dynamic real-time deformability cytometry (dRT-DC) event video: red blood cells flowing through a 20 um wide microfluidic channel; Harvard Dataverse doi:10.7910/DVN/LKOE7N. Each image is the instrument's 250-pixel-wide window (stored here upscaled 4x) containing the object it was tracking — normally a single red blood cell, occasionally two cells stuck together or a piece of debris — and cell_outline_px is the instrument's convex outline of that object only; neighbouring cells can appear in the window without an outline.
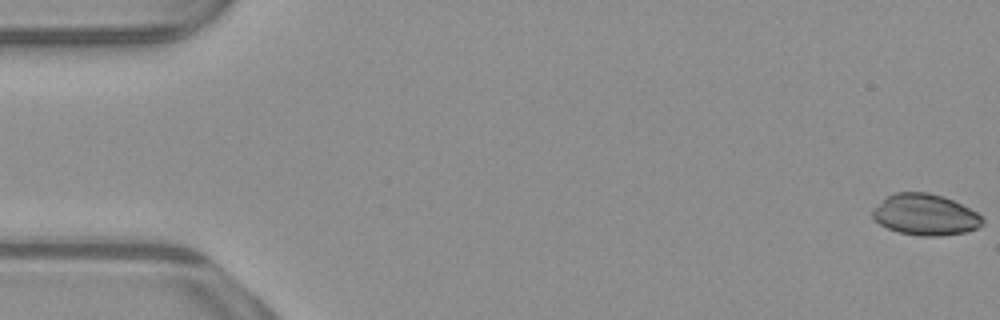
{"species": "common noctule bat (a hibernating species)", "species_latin": "Nyctalus noctula", "temperature_condition": "warm", "stored_images_in_passage": 53, "camera_frame_rate_fps": 3000, "um_per_image_px": 0.085, "animal": {"sex": "male", "body_mass_g": 23.1, "forearm_length_mm": 52.7}, "frame": {"image": 1, "passage_image": 1, "time_ms": 0.0, "image_size_px": [1000, 320], "cell_outline_px": [[984, 224], [976, 228], [964, 232], [940, 236], [920, 236], [900, 232], [888, 228], [880, 224], [872, 216], [872, 212], [888, 196], [896, 192], [928, 192], [944, 196], [976, 212], [984, 220]], "centroid_in_image_um": [78.67, 18.25], "position_along_channel_um": 6.3, "area_um2": 25.95}}
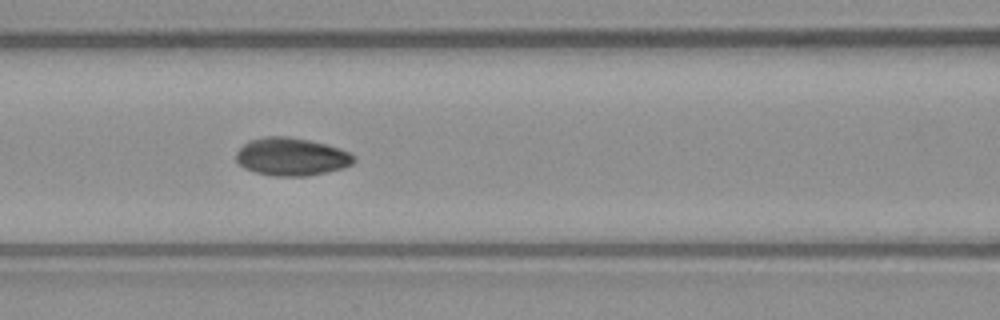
{"frame": {"image": 2, "passage_image": 23, "time_ms": 7.333, "image_size_px": [1000, 320], "cell_outline_px": [[356, 160], [352, 164], [344, 168], [328, 172], [308, 176], [276, 176], [256, 172], [244, 168], [236, 160], [236, 152], [248, 140], [264, 136], [288, 136], [308, 140], [340, 148], [352, 152], [356, 156]], "centroid_in_image_um": [24.81, 13.32], "position_along_channel_um": 141.8, "area_um2": 26.24}}
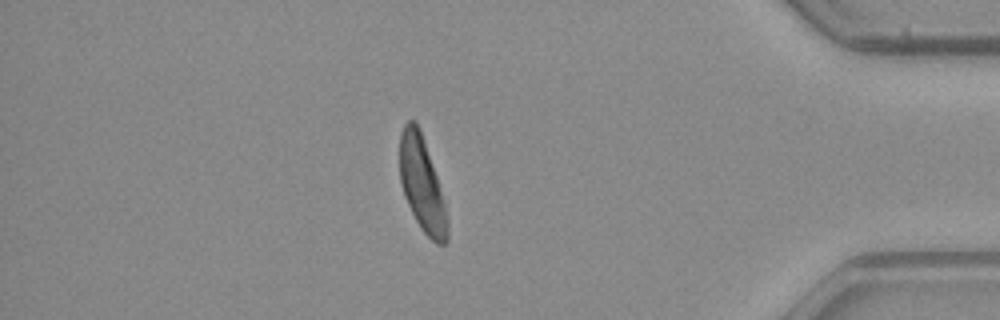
{"frame": {"image": 3, "passage_image": 46, "time_ms": 15.0, "image_size_px": [1000, 320], "cell_outline_px": [[448, 240], [444, 244], [436, 244], [420, 228], [404, 196], [400, 184], [400, 132], [404, 124], [408, 120], [416, 120], [420, 128], [444, 200], [448, 220]], "centroid_in_image_um": [35.86, 15.66], "position_along_channel_um": 399.3, "area_um2": 26.13}, "authors_computed_cell_mechanics": {"area_um2": 26.5302, "velocity_mm_per_s": 3.9112, "shape_relaxation_time_tau1_ms": 1.1914, "shape_relaxation_time_tau2_ms": 2.1942, "deformation_change_tau1": 0.0557, "deformation_change_tau2": 0.0484}}